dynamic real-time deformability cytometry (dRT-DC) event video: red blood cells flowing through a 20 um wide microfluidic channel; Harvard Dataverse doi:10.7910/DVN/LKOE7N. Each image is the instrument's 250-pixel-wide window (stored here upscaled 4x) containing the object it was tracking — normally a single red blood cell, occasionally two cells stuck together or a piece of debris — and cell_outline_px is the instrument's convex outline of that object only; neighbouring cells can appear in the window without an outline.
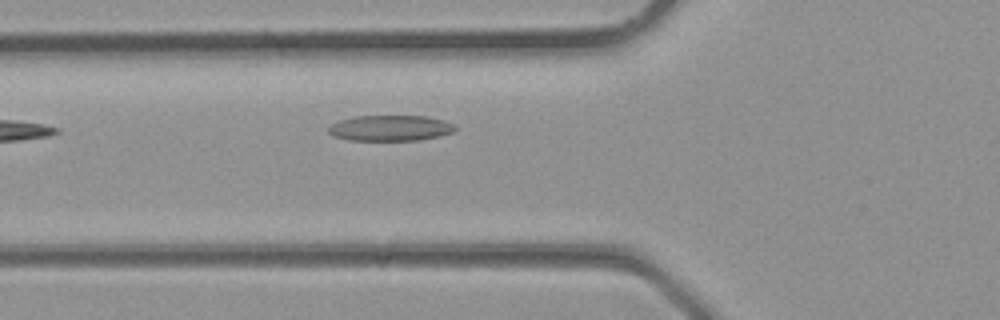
{"species": "common noctule bat (a hibernating species)", "species_latin": "Nyctalus noctula", "temperature_condition": "room temperature", "stored_images_in_passage": 16, "camera_frame_rate_fps": 3000, "um_per_image_px": 0.085, "animal": {"sex": "male", "body_mass_g": 23.1, "forearm_length_mm": 52.7}, "frame": {"image": 1, "passage_image": 3, "time_ms": 0.667, "image_size_px": [1000, 320], "cell_outline_px": [[456, 128], [452, 132], [440, 136], [416, 140], [348, 140], [332, 136], [328, 132], [328, 128], [332, 124], [340, 120], [356, 116], [428, 116], [444, 120], [452, 124]], "centroid_in_image_um": [33.15, 10.88], "position_along_channel_um": 92.6, "area_um2": 18.9}}
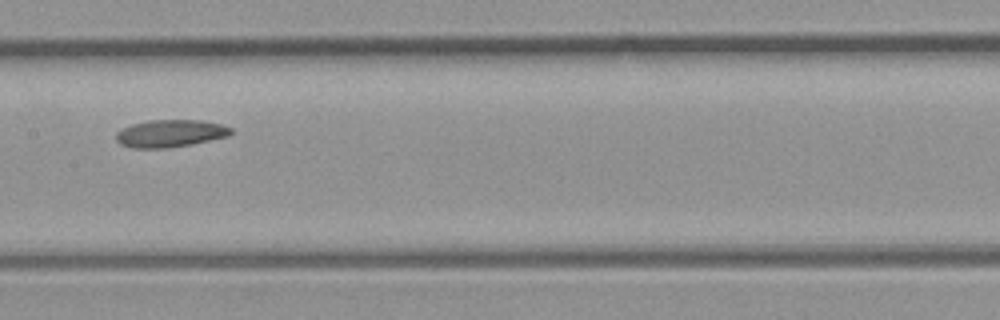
{"frame": {"image": 2, "passage_image": 8, "time_ms": 2.333, "image_size_px": [1000, 320], "cell_outline_px": [[232, 132], [228, 136], [192, 144], [168, 148], [132, 148], [120, 144], [116, 140], [116, 132], [132, 124], [148, 120], [200, 120], [220, 124], [232, 128]], "centroid_in_image_um": [14.46, 11.34], "position_along_channel_um": 192.9, "area_um2": 18.32}}
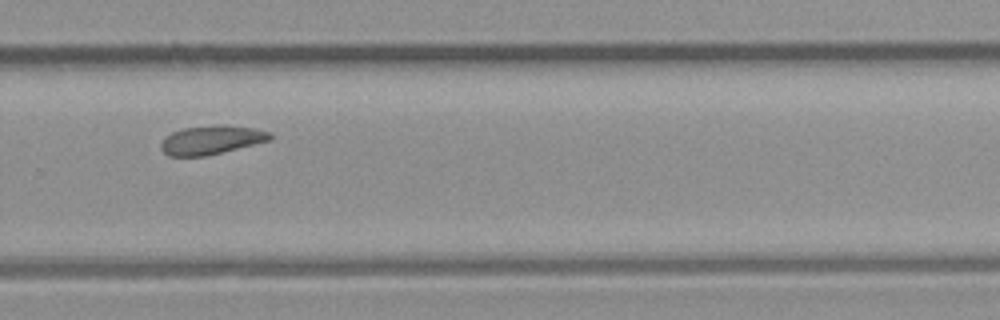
{"frame": {"image": 3, "passage_image": 14, "time_ms": 4.333, "image_size_px": [1000, 320], "cell_outline_px": [[272, 140], [204, 156], [168, 156], [160, 148], [160, 144], [172, 132], [184, 128], [216, 124], [224, 124], [256, 128], [272, 132]], "centroid_in_image_um": [18.02, 11.88], "position_along_channel_um": 311.8, "area_um2": 18.38}}